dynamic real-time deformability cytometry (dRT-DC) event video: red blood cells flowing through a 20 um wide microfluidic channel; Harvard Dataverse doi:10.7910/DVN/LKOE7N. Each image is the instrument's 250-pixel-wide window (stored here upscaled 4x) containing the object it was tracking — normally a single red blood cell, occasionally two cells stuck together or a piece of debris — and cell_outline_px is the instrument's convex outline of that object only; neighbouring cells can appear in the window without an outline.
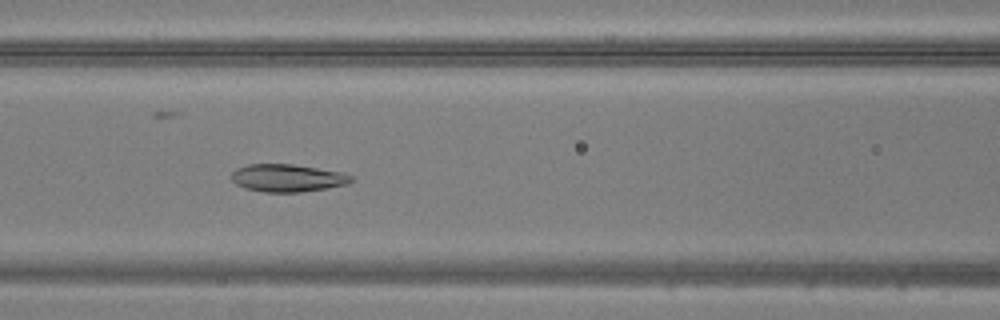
{"species": "common noctule bat (a hibernating species)", "species_latin": "Nyctalus noctula", "temperature_condition": "warm", "stored_images_in_passage": 48, "camera_frame_rate_fps": 3000, "um_per_image_px": 0.085, "animal": {"sex": "male", "body_mass_g": 20.5, "forearm_length_mm": 52.5}, "frame": {"image": 1, "passage_image": 20, "time_ms": 6.333, "image_size_px": [1000, 320], "cell_outline_px": [[352, 180], [348, 184], [300, 192], [264, 192], [244, 188], [236, 184], [232, 180], [232, 172], [236, 168], [248, 164], [292, 164], [344, 172], [352, 176]], "centroid_in_image_um": [24.42, 15.12], "position_along_channel_um": 142.2, "area_um2": 19.25}}
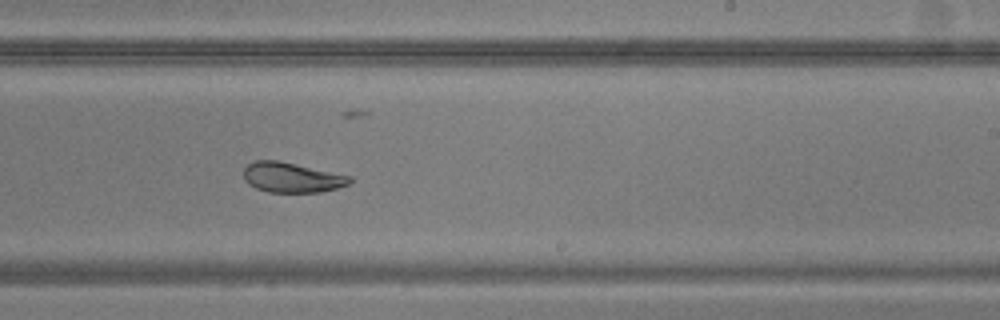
{"frame": {"image": 2, "passage_image": 29, "time_ms": 9.333, "image_size_px": [1000, 320], "cell_outline_px": [[352, 180], [348, 184], [336, 188], [320, 192], [268, 192], [256, 188], [248, 184], [244, 180], [244, 168], [248, 164], [256, 160], [280, 160], [352, 176]], "centroid_in_image_um": [24.79, 15.07], "position_along_channel_um": 264.2, "area_um2": 18.67}}
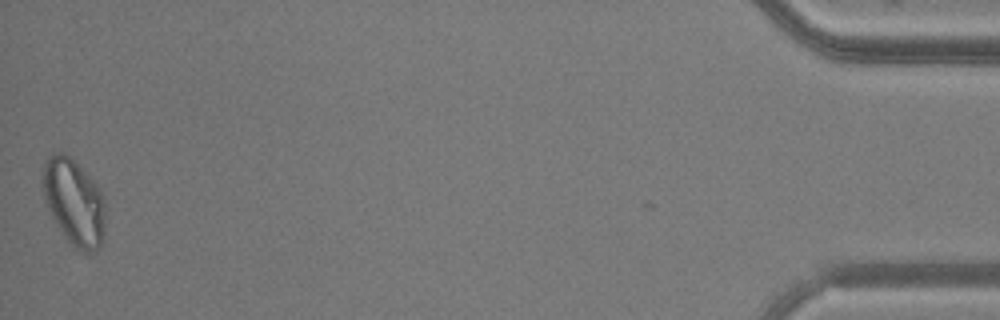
{"frame": {"image": 3, "passage_image": 48, "time_ms": 15.667, "image_size_px": [1000, 320], "cell_outline_px": [[104, 236], [100, 248], [96, 252], [84, 252], [76, 248], [64, 236], [56, 224], [48, 208], [44, 196], [44, 160], [52, 152], [64, 152], [100, 188], [104, 196]], "centroid_in_image_um": [6.31, 17.2], "position_along_channel_um": 428.9, "area_um2": 31.15}}